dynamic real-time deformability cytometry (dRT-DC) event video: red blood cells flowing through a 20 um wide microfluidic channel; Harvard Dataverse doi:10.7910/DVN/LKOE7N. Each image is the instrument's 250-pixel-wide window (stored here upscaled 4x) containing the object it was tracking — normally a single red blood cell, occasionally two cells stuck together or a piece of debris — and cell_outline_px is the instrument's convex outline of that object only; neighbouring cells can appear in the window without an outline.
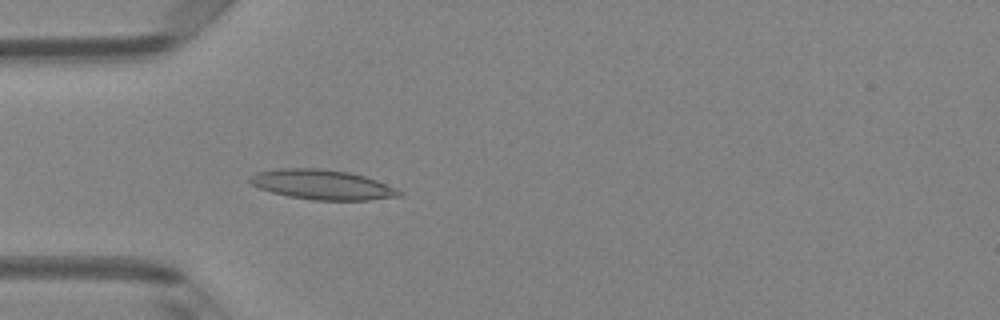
{"species": "Egyptian fruit bat (a non-hibernating species)", "species_latin": "Rousettus aegyptiacus", "temperature_condition": "room temperature", "stored_images_in_passage": 5, "camera_frame_rate_fps": 3000, "um_per_image_px": 0.085, "animal": {"sex": "female"}, "frame": {"image": 1, "passage_image": 5, "time_ms": 1.333, "image_size_px": [1000, 320], "cell_outline_px": [[404, 196], [368, 200], [312, 200], [288, 196], [272, 192], [260, 188], [252, 184], [248, 180], [256, 172], [280, 168], [320, 168], [348, 172], [364, 176], [376, 180], [396, 188], [404, 192]], "centroid_in_image_um": [27.43, 15.7], "position_along_channel_um": 57.6, "area_um2": 25.95}}